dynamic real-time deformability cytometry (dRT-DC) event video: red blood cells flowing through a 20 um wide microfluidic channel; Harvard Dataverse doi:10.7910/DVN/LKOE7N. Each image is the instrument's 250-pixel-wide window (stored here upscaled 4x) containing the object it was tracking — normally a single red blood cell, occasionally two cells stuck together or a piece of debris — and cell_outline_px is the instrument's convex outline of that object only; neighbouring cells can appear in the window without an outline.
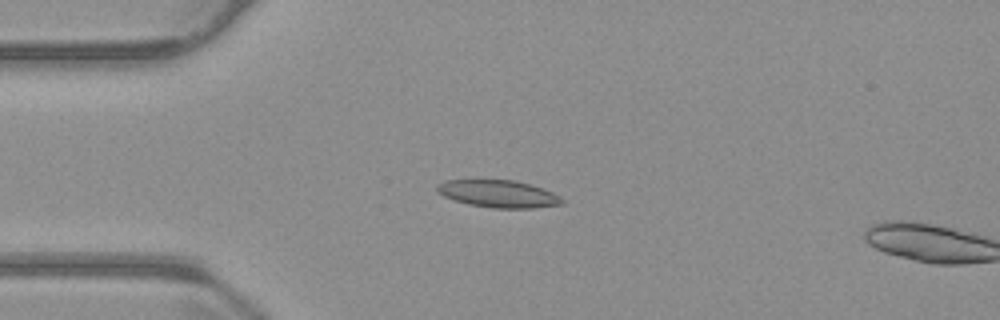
{"species": "common noctule bat (a hibernating species)", "species_latin": "Nyctalus noctula", "temperature_condition": "warm", "stored_images_in_passage": 16, "camera_frame_rate_fps": 3000, "um_per_image_px": 0.085, "animal": {"sex": "male", "body_mass_g": 23.1, "forearm_length_mm": 52.7}, "frame": {"image": 1, "passage_image": 14, "time_ms": 4.333, "image_size_px": [1000, 320], "cell_outline_px": [[564, 204], [532, 208], [492, 208], [468, 204], [444, 196], [436, 192], [436, 184], [444, 180], [480, 176], [516, 180], [544, 188], [560, 196], [564, 200]], "centroid_in_image_um": [42.29, 16.4], "position_along_channel_um": 42.7, "area_um2": 21.1}}